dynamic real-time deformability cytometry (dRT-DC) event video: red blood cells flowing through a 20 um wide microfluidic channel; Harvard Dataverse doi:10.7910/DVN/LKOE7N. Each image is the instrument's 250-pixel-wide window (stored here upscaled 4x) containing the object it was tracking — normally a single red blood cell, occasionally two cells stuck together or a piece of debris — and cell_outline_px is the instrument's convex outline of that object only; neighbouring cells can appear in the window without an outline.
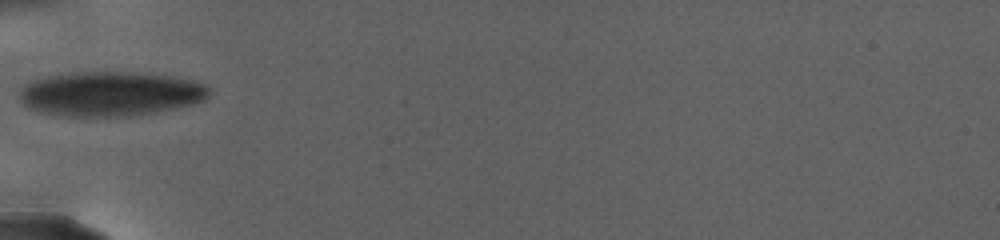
{"species": "human", "species_latin": "Homo sapiens", "temperature_condition": "warm", "stored_images_in_passage": 17, "camera_frame_rate_fps": 3000, "um_per_image_px": 0.085, "donor": {"sex": "female"}, "frame": {"image": 1, "passage_image": 1, "time_ms": 0.0, "image_size_px": [1000, 240], "cell_outline_px": [[208, 96], [204, 100], [192, 104], [176, 108], [156, 112], [128, 116], [56, 116], [40, 112], [28, 108], [20, 100], [20, 92], [24, 84], [32, 80], [48, 76], [76, 72], [136, 72], [172, 76], [192, 80], [208, 84]], "centroid_in_image_um": [9.37, 7.97], "position_along_channel_um": 75.6, "area_um2": 49.48}}
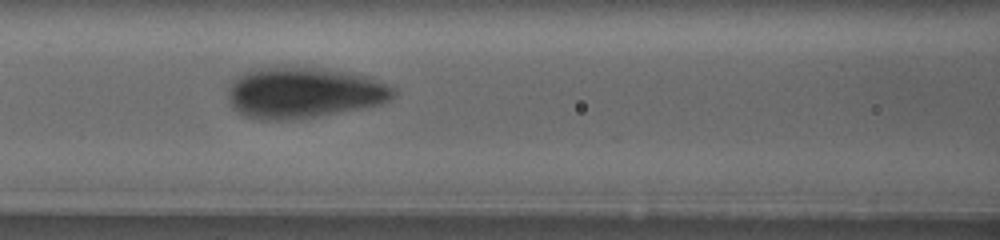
{"frame": {"image": 2, "passage_image": 8, "time_ms": 2.667, "image_size_px": [1000, 240], "cell_outline_px": [[396, 96], [380, 104], [360, 108], [316, 116], [288, 120], [256, 120], [244, 116], [236, 112], [228, 104], [228, 88], [232, 80], [236, 76], [252, 68], [276, 64], [320, 68], [352, 72], [372, 76], [396, 88]], "centroid_in_image_um": [25.77, 7.84], "position_along_channel_um": 140.8, "area_um2": 50.63}}
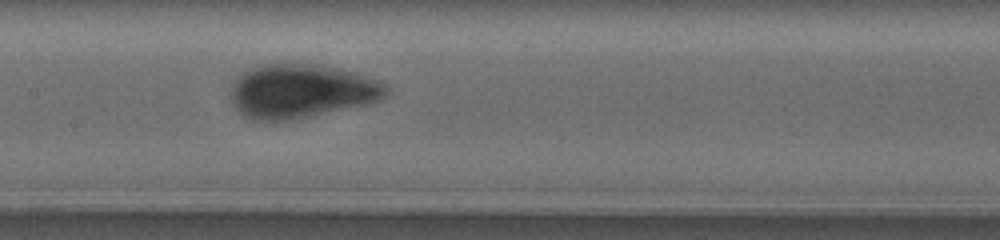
{"frame": {"image": 3, "passage_image": 12, "time_ms": 4.333, "image_size_px": [1000, 240], "cell_outline_px": [[388, 92], [380, 100], [364, 104], [308, 116], [284, 120], [252, 120], [244, 116], [232, 104], [228, 96], [232, 84], [236, 76], [248, 68], [256, 64], [304, 64], [336, 68], [356, 72], [384, 84], [388, 88]], "centroid_in_image_um": [25.5, 7.73], "position_along_channel_um": 181.9, "area_um2": 48.49}}